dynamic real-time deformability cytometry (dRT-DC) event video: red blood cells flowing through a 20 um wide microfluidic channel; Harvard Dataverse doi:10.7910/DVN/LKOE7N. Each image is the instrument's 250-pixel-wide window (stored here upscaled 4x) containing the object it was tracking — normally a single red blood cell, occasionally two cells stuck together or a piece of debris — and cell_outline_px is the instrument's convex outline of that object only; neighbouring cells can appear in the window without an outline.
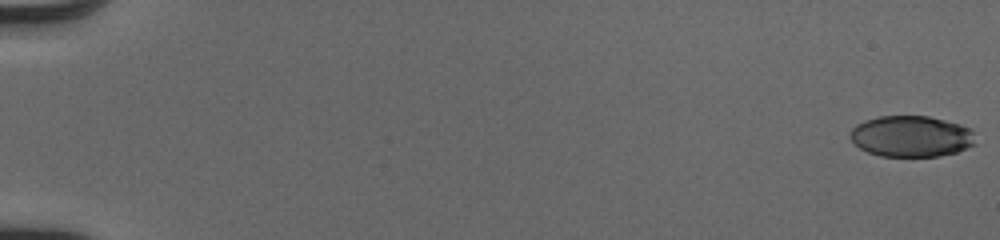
{"species": "human", "species_latin": "Homo sapiens", "temperature_condition": "cold", "stored_images_in_passage": 52, "camera_frame_rate_fps": 3000, "um_per_image_px": 0.085, "donor": {"sex": "male"}, "frame": {"image": 1, "passage_image": 1, "time_ms": 0.0, "image_size_px": [1000, 240], "cell_outline_px": [[976, 144], [956, 152], [936, 156], [880, 156], [868, 152], [860, 148], [848, 136], [852, 128], [856, 124], [864, 120], [880, 116], [928, 116], [960, 124], [968, 128], [972, 132]], "centroid_in_image_um": [77.42, 11.58], "position_along_channel_um": 7.6, "area_um2": 29.94}}
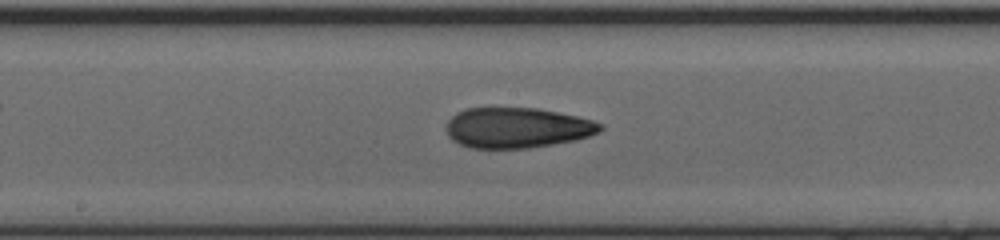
{"frame": {"image": 2, "passage_image": 30, "time_ms": 9.667, "image_size_px": [1000, 240], "cell_outline_px": [[604, 128], [600, 132], [576, 140], [528, 148], [468, 148], [452, 140], [448, 136], [444, 128], [448, 120], [456, 112], [464, 108], [536, 108], [576, 116], [592, 120], [604, 124]], "centroid_in_image_um": [43.92, 10.86], "position_along_channel_um": 204.3, "area_um2": 36.47}}
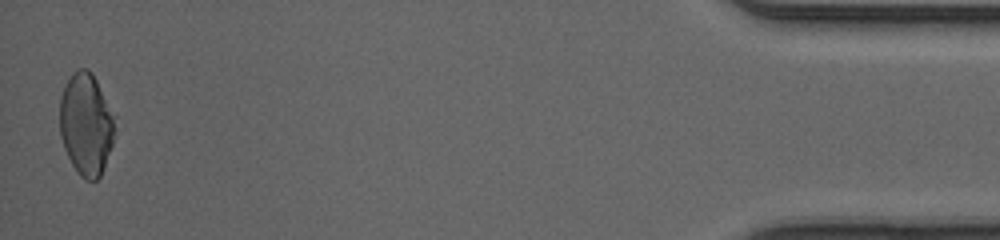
{"frame": {"image": 3, "passage_image": 52, "time_ms": 17.0, "image_size_px": [1000, 240], "cell_outline_px": [[116, 132], [112, 144], [100, 176], [96, 180], [84, 180], [80, 176], [72, 164], [64, 148], [60, 136], [60, 96], [64, 84], [72, 72], [80, 68], [88, 68], [92, 72], [116, 116]], "centroid_in_image_um": [7.33, 10.52], "position_along_channel_um": 427.9, "area_um2": 33.29}, "authors_computed_cell_mechanics": {"area_um2": 34.2176, "velocity_mm_per_s": 4.1342, "shape_relaxation_time_tau1_ms": 4.3055, "shape_relaxation_time_tau2_ms": 2.0625, "deformation_change_tau1": 0.1876, "deformation_change_tau2": 0.1005}}